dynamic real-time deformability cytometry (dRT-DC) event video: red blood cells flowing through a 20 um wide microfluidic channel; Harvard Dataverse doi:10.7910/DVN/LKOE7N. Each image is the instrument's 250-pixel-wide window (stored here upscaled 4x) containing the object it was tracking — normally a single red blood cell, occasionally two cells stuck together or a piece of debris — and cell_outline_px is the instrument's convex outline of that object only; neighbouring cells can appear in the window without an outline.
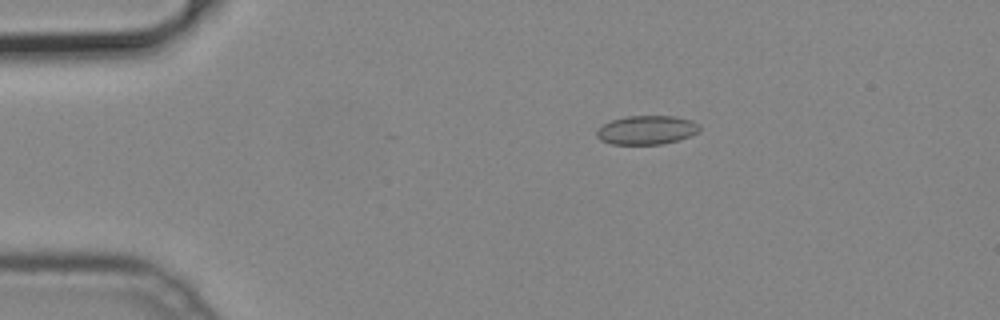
{"species": "common noctule bat (a hibernating species)", "species_latin": "Nyctalus noctula", "temperature_condition": "cold", "stored_images_in_passage": 51, "camera_frame_rate_fps": 3000, "um_per_image_px": 0.085, "animal": {"sex": "male", "body_mass_g": 19.2, "forearm_length_mm": 51.8}, "frame": {"image": 1, "passage_image": 10, "time_ms": 3.0, "image_size_px": [1000, 320], "cell_outline_px": [[700, 132], [680, 140], [660, 144], [612, 144], [600, 140], [596, 136], [596, 128], [612, 120], [628, 116], [676, 116], [692, 120], [700, 124]], "centroid_in_image_um": [54.99, 11.05], "position_along_channel_um": 30.0, "area_um2": 17.51}}
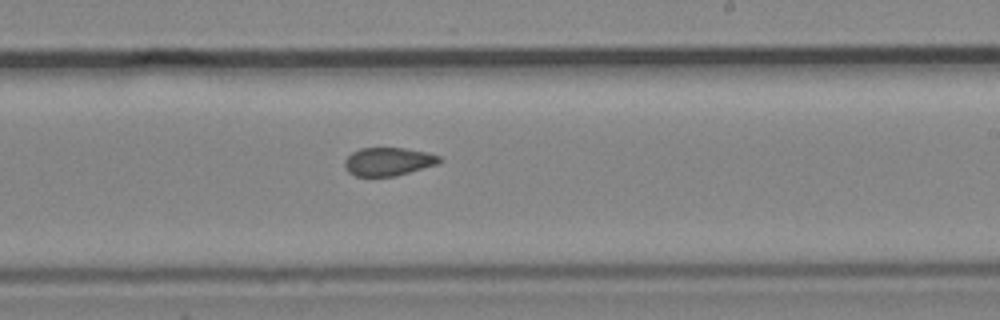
{"frame": {"image": 2, "passage_image": 31, "time_ms": 10.0, "image_size_px": [1000, 320], "cell_outline_px": [[444, 160], [440, 164], [396, 176], [356, 176], [348, 172], [344, 168], [344, 160], [352, 152], [360, 148], [404, 148], [428, 152], [440, 156]], "centroid_in_image_um": [33.04, 13.73], "position_along_channel_um": 256.0, "area_um2": 15.9}}
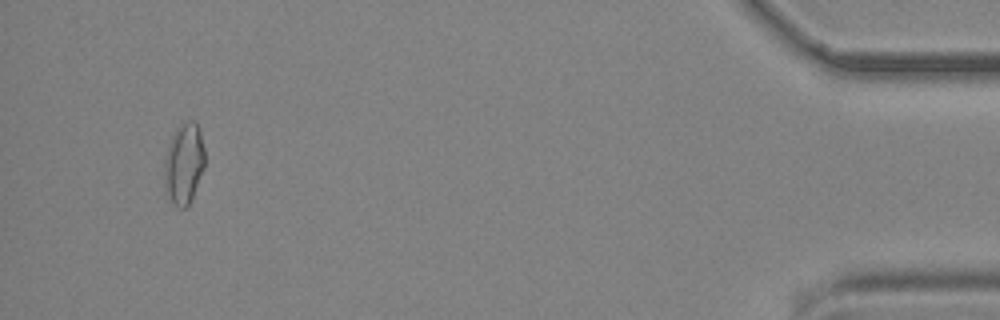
{"frame": {"image": 3, "passage_image": 49, "time_ms": 16.0, "image_size_px": [1000, 320], "cell_outline_px": [[204, 168], [192, 196], [188, 204], [184, 208], [176, 208], [168, 196], [164, 180], [164, 160], [168, 144], [176, 128], [180, 124], [188, 120], [196, 120], [200, 128], [204, 148]], "centroid_in_image_um": [15.63, 13.86], "position_along_channel_um": 419.6, "area_um2": 19.19}}